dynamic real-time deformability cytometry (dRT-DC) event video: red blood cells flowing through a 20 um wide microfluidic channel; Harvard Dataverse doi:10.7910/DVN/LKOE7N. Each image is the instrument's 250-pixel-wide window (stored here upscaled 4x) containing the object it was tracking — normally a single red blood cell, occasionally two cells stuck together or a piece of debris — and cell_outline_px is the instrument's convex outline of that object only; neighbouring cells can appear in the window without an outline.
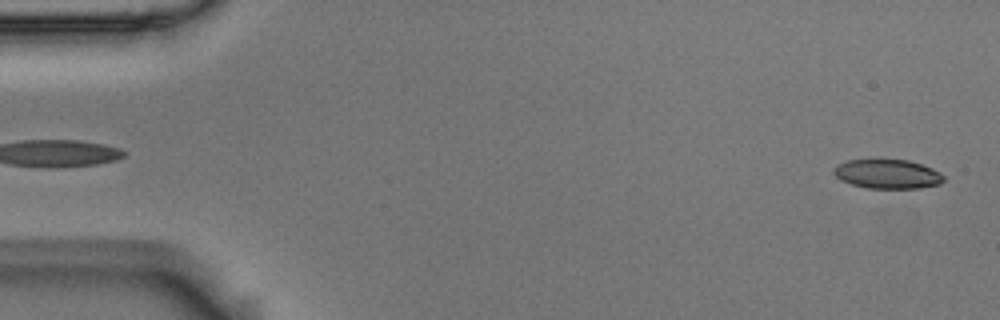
{"species": "Egyptian fruit bat (a non-hibernating species)", "species_latin": "Rousettus aegyptiacus", "temperature_condition": "room temperature", "stored_images_in_passage": 54, "camera_frame_rate_fps": 3000, "um_per_image_px": 0.085, "animal": {"sex": "male"}, "frame": {"image": 1, "passage_image": 1, "time_ms": 0.0, "image_size_px": [1000, 320], "cell_outline_px": [[944, 180], [940, 184], [920, 188], [868, 188], [852, 184], [840, 180], [832, 172], [832, 168], [836, 164], [848, 160], [908, 160], [932, 168], [940, 172], [944, 176]], "centroid_in_image_um": [75.42, 14.79], "position_along_channel_um": 9.6, "area_um2": 18.73}}
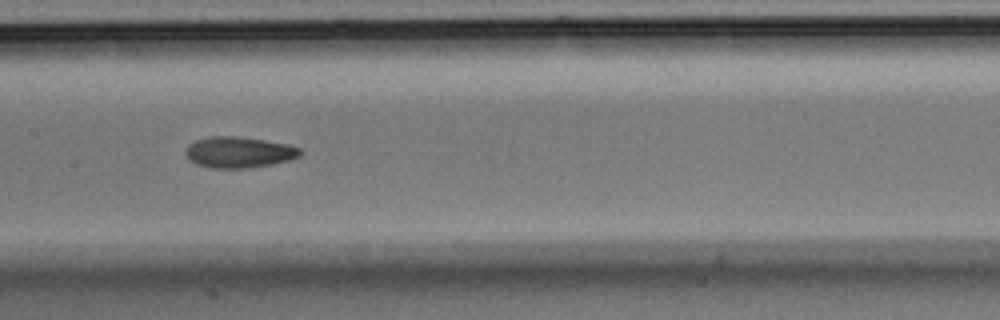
{"frame": {"image": 2, "passage_image": 26, "time_ms": 8.333, "image_size_px": [1000, 320], "cell_outline_px": [[300, 156], [288, 160], [272, 164], [248, 168], [212, 168], [196, 164], [188, 160], [184, 152], [188, 144], [196, 140], [208, 136], [240, 136], [288, 144], [300, 148]], "centroid_in_image_um": [20.26, 12.93], "position_along_channel_um": 187.1, "area_um2": 20.87}}
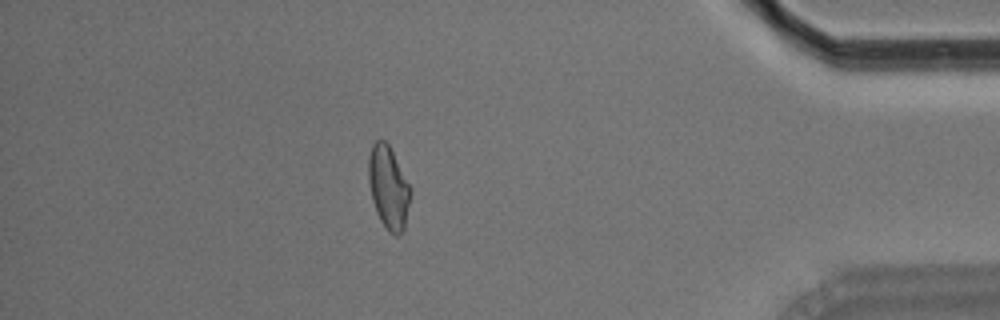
{"frame": {"image": 3, "passage_image": 47, "time_ms": 15.333, "image_size_px": [1000, 320], "cell_outline_px": [[412, 192], [404, 228], [396, 236], [388, 232], [380, 220], [376, 212], [372, 200], [368, 180], [368, 156], [372, 144], [376, 140], [384, 140], [388, 144], [412, 188]], "centroid_in_image_um": [33.01, 15.93], "position_along_channel_um": 402.2, "area_um2": 20.4}, "authors_computed_cell_mechanics": {"area_um2": 20.2011, "velocity_mm_per_s": 3.6663, "shape_relaxation_time_tau1_ms": 10.2327, "shape_relaxation_time_tau2_ms": 2.9267, "deformation_change_tau1": 0.1875, "deformation_change_tau2": 0.0863}}